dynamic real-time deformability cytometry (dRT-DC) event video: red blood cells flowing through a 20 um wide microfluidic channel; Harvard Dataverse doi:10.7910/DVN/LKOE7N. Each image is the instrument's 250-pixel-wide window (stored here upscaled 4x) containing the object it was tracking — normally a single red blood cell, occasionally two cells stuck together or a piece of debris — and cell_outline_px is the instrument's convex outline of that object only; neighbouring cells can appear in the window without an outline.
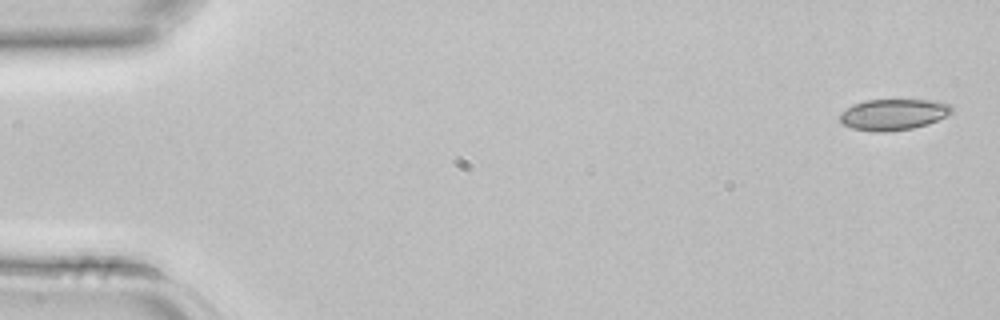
{"species": "common noctule bat (a hibernating species)", "species_latin": "Nyctalus noctula", "temperature_condition": "room temperature", "stored_images_in_passage": 4, "camera_frame_rate_fps": 3000, "um_per_image_px": 0.085, "animal": {"sex": "female", "body_mass_g": 22.7, "forearm_length_mm": 54.2}, "frame": {"image": 1, "passage_image": 1, "time_ms": 0.0, "image_size_px": [1000, 320], "cell_outline_px": [[952, 112], [928, 124], [912, 128], [884, 132], [872, 132], [852, 128], [844, 124], [840, 120], [840, 112], [852, 104], [864, 100], [936, 100], [952, 104]], "centroid_in_image_um": [75.92, 9.72], "position_along_channel_um": 9.1, "area_um2": 20.35}}
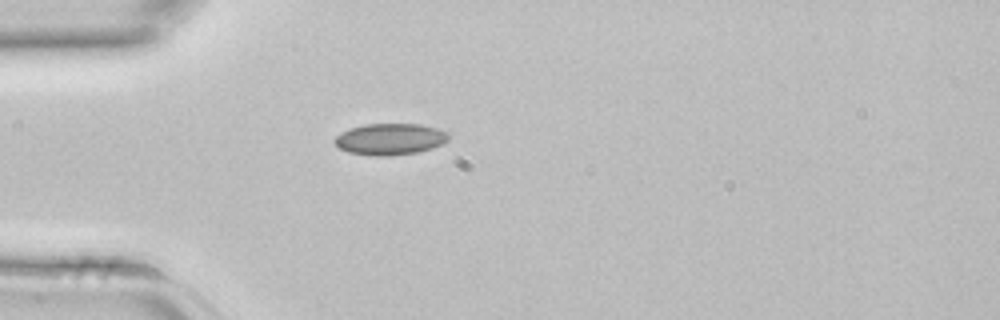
{"frame": {"image": 2, "passage_image": 4, "time_ms": 1.0, "image_size_px": [1000, 320], "cell_outline_px": [[448, 140], [444, 144], [432, 148], [416, 152], [388, 156], [376, 156], [348, 152], [340, 148], [332, 140], [336, 136], [352, 128], [364, 124], [420, 124], [436, 128], [448, 132]], "centroid_in_image_um": [33.18, 11.83], "position_along_channel_um": 51.8, "area_um2": 20.75}}